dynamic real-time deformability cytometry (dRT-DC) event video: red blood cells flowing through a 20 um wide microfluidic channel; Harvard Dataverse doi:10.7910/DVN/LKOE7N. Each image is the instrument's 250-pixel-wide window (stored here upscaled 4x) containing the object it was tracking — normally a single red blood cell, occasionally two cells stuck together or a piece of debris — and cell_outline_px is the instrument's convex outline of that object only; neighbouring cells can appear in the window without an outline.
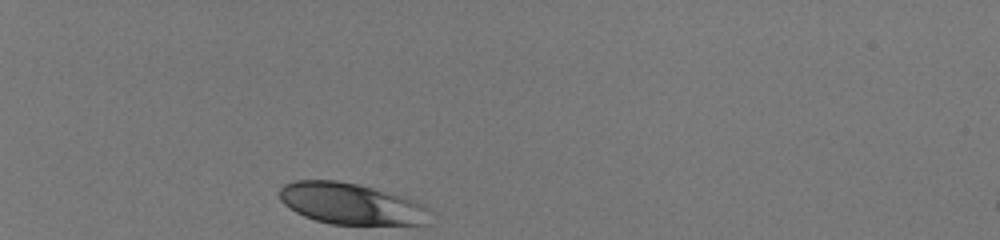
{"species": "human", "species_latin": "Homo sapiens", "temperature_condition": "room temperature", "stored_images_in_passage": 32, "camera_frame_rate_fps": 3000, "um_per_image_px": 0.085, "donor": {"sex": "male"}, "frame": {"image": 1, "passage_image": 1, "time_ms": 0.0, "image_size_px": [1000, 240], "cell_outline_px": [[428, 208], [424, 224], [332, 224], [316, 220], [304, 216], [296, 212], [284, 204], [280, 200], [280, 188], [284, 184], [296, 180], [336, 180], [356, 184], [404, 196], [424, 204]], "centroid_in_image_um": [29.78, 17.3], "position_along_channel_um": 55.2, "area_um2": 35.72}}
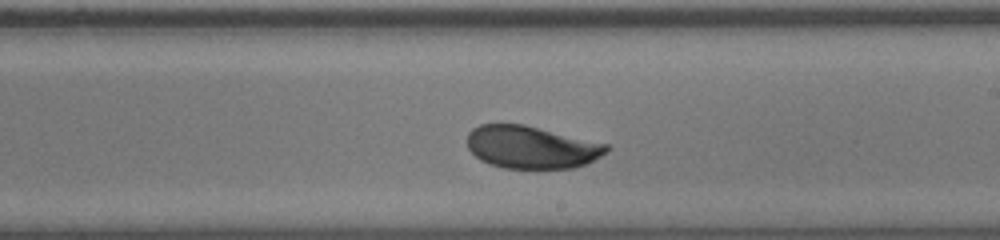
{"frame": {"image": 2, "passage_image": 19, "time_ms": 6.0, "image_size_px": [1000, 240], "cell_outline_px": [[608, 148], [600, 156], [584, 164], [572, 168], [504, 168], [488, 164], [480, 160], [468, 148], [468, 132], [472, 128], [480, 124], [524, 124], [608, 144]], "centroid_in_image_um": [45.12, 12.5], "position_along_channel_um": 243.9, "area_um2": 34.33}}
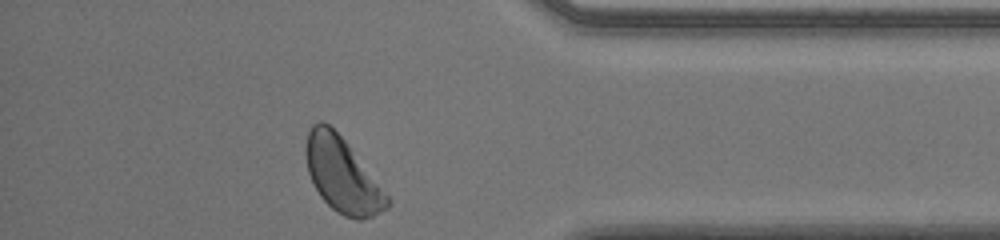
{"frame": {"image": 3, "passage_image": 32, "time_ms": 10.333, "image_size_px": [1000, 240], "cell_outline_px": [[392, 204], [388, 208], [372, 216], [360, 220], [356, 220], [344, 216], [336, 212], [320, 196], [308, 172], [304, 148], [308, 132], [312, 124], [320, 120], [328, 124], [344, 140], [392, 200]], "centroid_in_image_um": [29.09, 14.9], "position_along_channel_um": 406.1, "area_um2": 35.08}, "authors_computed_cell_mechanics": {"area_um2": 35.5759, "velocity_mm_per_s": 4.0032, "shape_relaxation_time_tau1_ms": 3.9498, "shape_relaxation_time_tau2_ms": null, "deformation_change_tau1": 0.1362, "deformation_change_tau2": null}}